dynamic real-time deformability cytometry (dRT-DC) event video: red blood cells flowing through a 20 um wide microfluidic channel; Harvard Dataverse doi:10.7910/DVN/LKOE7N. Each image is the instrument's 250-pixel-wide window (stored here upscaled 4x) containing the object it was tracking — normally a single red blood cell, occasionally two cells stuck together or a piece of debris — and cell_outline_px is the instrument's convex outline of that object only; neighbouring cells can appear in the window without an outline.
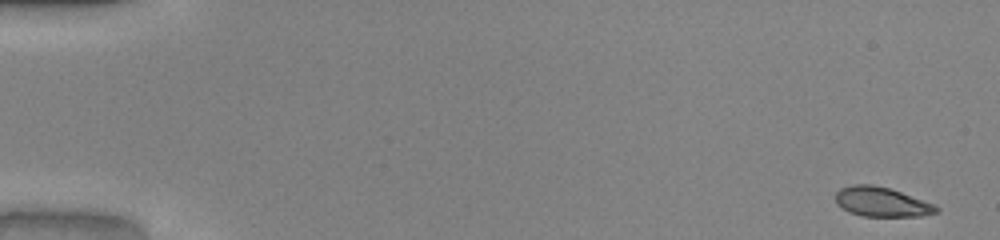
{"species": "common noctule bat (a hibernating species)", "species_latin": "Nyctalus noctula", "temperature_condition": "warm", "stored_images_in_passage": 50, "camera_frame_rate_fps": 3000, "um_per_image_px": 0.085, "animal": {"sex": "male", "body_mass_g": 20.0, "forearm_length_mm": 53.3}, "frame": {"image": 1, "passage_image": 1, "time_ms": 0.0, "image_size_px": [1000, 240], "cell_outline_px": [[940, 212], [920, 216], [860, 216], [848, 212], [836, 204], [836, 192], [840, 188], [852, 184], [872, 184], [888, 188], [900, 192], [932, 204], [940, 208]], "centroid_in_image_um": [74.89, 17.17], "position_along_channel_um": 10.1, "area_um2": 17.28}}
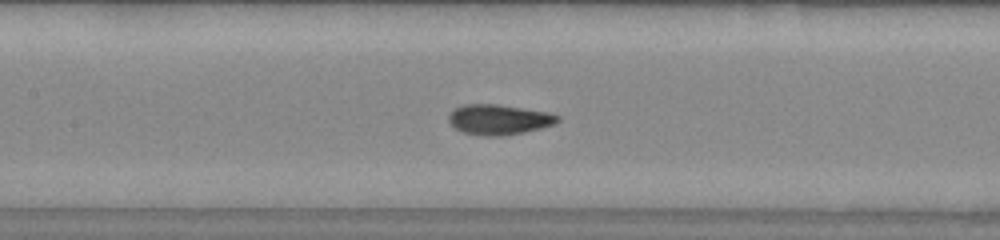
{"frame": {"image": 2, "passage_image": 24, "time_ms": 7.667, "image_size_px": [1000, 240], "cell_outline_px": [[560, 120], [556, 124], [524, 132], [504, 136], [484, 136], [460, 132], [448, 120], [448, 116], [456, 108], [464, 104], [496, 104], [548, 112], [560, 116]], "centroid_in_image_um": [42.42, 10.17], "position_along_channel_um": 165.0, "area_um2": 19.19}}
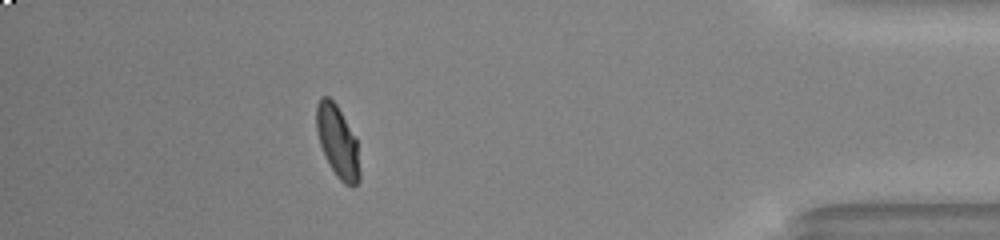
{"frame": {"image": 3, "passage_image": 45, "time_ms": 14.667, "image_size_px": [1000, 240], "cell_outline_px": [[360, 180], [352, 188], [344, 184], [336, 176], [328, 164], [320, 144], [316, 132], [316, 104], [320, 96], [328, 96], [336, 104], [356, 136], [360, 172]], "centroid_in_image_um": [28.69, 12.05], "position_along_channel_um": 406.5, "area_um2": 18.5}, "authors_computed_cell_mechanics": {"area_um2": 18.3515, "velocity_mm_per_s": 4.0922, "shape_relaxation_time_tau1_ms": 3.9466, "shape_relaxation_time_tau2_ms": null, "deformation_change_tau1": 0.1586, "deformation_change_tau2": null}}